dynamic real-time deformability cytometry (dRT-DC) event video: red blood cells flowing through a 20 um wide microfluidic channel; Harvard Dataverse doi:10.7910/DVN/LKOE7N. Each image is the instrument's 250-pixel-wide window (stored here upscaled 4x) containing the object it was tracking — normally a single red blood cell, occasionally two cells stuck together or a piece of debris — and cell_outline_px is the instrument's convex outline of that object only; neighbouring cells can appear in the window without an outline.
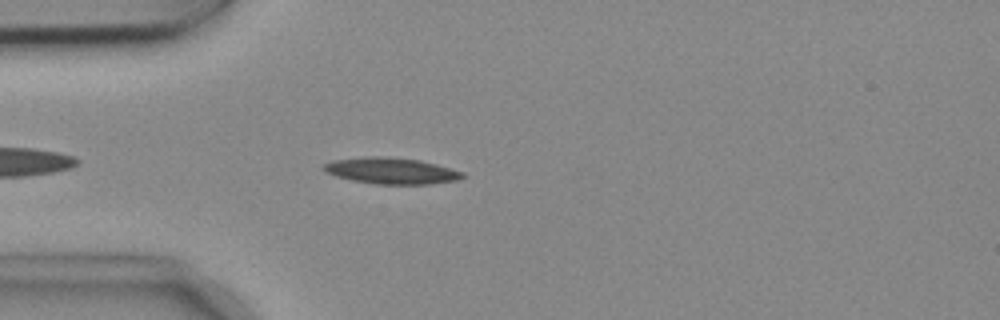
{"species": "common noctule bat (a hibernating species)", "species_latin": "Nyctalus noctula", "temperature_condition": "cold", "stored_images_in_passage": 44, "camera_frame_rate_fps": 3000, "um_per_image_px": 0.085, "animal": {"sex": "female", "body_mass_g": 18.4}, "frame": {"image": 1, "passage_image": 5, "time_ms": 1.333, "image_size_px": [1000, 320], "cell_outline_px": [[464, 176], [456, 180], [432, 184], [376, 184], [352, 180], [336, 176], [324, 172], [320, 168], [324, 164], [332, 160], [364, 156], [376, 156], [420, 160], [436, 164], [464, 172]], "centroid_in_image_um": [33.2, 14.51], "position_along_channel_um": 51.8, "area_um2": 21.27}}
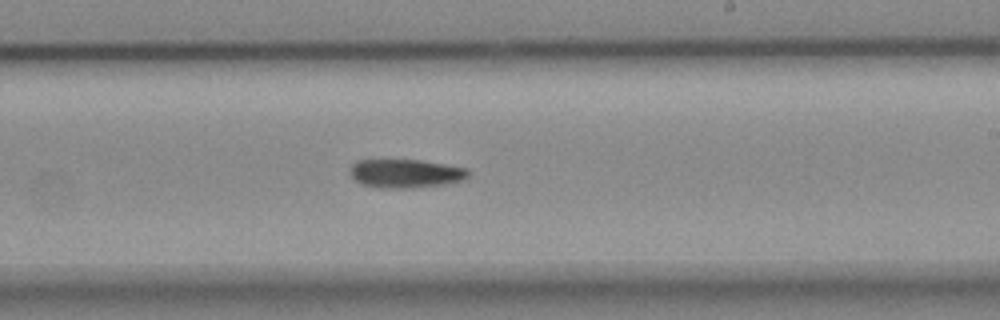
{"frame": {"image": 2, "passage_image": 22, "time_ms": 7.0, "image_size_px": [1000, 320], "cell_outline_px": [[468, 176], [464, 180], [444, 184], [412, 188], [376, 188], [360, 184], [348, 172], [348, 168], [356, 160], [420, 160], [468, 168]], "centroid_in_image_um": [34.43, 14.75], "position_along_channel_um": 254.6, "area_um2": 19.94}}
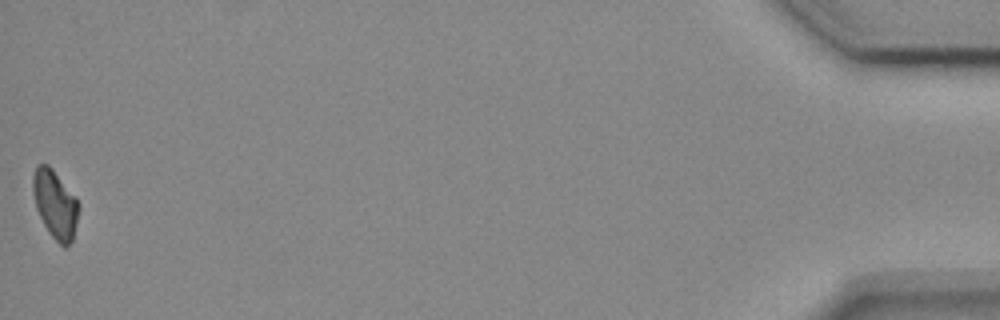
{"frame": {"image": 3, "passage_image": 44, "time_ms": 14.333, "image_size_px": [1000, 320], "cell_outline_px": [[80, 208], [72, 240], [64, 248], [48, 232], [36, 208], [32, 192], [32, 176], [36, 164], [48, 164], [52, 168], [76, 196], [80, 204]], "centroid_in_image_um": [4.68, 17.32], "position_along_channel_um": 430.5, "area_um2": 18.38}}